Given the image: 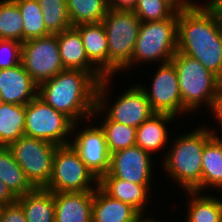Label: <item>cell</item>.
Instances as JSON below:
<instances>
[{
	"label": "cell",
	"mask_w": 222,
	"mask_h": 222,
	"mask_svg": "<svg viewBox=\"0 0 222 222\" xmlns=\"http://www.w3.org/2000/svg\"><path fill=\"white\" fill-rule=\"evenodd\" d=\"M178 13L177 52L198 60L219 77L222 71V16L208 1Z\"/></svg>",
	"instance_id": "obj_1"
},
{
	"label": "cell",
	"mask_w": 222,
	"mask_h": 222,
	"mask_svg": "<svg viewBox=\"0 0 222 222\" xmlns=\"http://www.w3.org/2000/svg\"><path fill=\"white\" fill-rule=\"evenodd\" d=\"M99 82L87 71L64 69L38 86V96L74 123L92 118Z\"/></svg>",
	"instance_id": "obj_2"
},
{
	"label": "cell",
	"mask_w": 222,
	"mask_h": 222,
	"mask_svg": "<svg viewBox=\"0 0 222 222\" xmlns=\"http://www.w3.org/2000/svg\"><path fill=\"white\" fill-rule=\"evenodd\" d=\"M172 138L166 154H162L161 167L168 179L183 191L201 192L202 154L205 143L213 136L202 124Z\"/></svg>",
	"instance_id": "obj_3"
},
{
	"label": "cell",
	"mask_w": 222,
	"mask_h": 222,
	"mask_svg": "<svg viewBox=\"0 0 222 222\" xmlns=\"http://www.w3.org/2000/svg\"><path fill=\"white\" fill-rule=\"evenodd\" d=\"M178 13L162 21L141 22L131 62L121 71L133 70L137 65H151L171 61L177 52ZM158 62V63H157ZM134 66V67H133ZM125 71V72H124Z\"/></svg>",
	"instance_id": "obj_4"
},
{
	"label": "cell",
	"mask_w": 222,
	"mask_h": 222,
	"mask_svg": "<svg viewBox=\"0 0 222 222\" xmlns=\"http://www.w3.org/2000/svg\"><path fill=\"white\" fill-rule=\"evenodd\" d=\"M171 61L178 74L183 102V118L185 119L184 116L190 115V113L200 114L198 111L204 105L208 110L219 88L218 77L207 70L198 60L179 52L175 53Z\"/></svg>",
	"instance_id": "obj_5"
},
{
	"label": "cell",
	"mask_w": 222,
	"mask_h": 222,
	"mask_svg": "<svg viewBox=\"0 0 222 222\" xmlns=\"http://www.w3.org/2000/svg\"><path fill=\"white\" fill-rule=\"evenodd\" d=\"M108 40V77L115 76L131 62L141 26L133 10H111L101 21Z\"/></svg>",
	"instance_id": "obj_6"
},
{
	"label": "cell",
	"mask_w": 222,
	"mask_h": 222,
	"mask_svg": "<svg viewBox=\"0 0 222 222\" xmlns=\"http://www.w3.org/2000/svg\"><path fill=\"white\" fill-rule=\"evenodd\" d=\"M114 76L105 77L99 82L97 88L96 106L111 120L123 125L138 128L155 112L147 99L146 93L139 83H131L117 95L115 100H110L109 89ZM108 98V99H107ZM110 101L113 103L111 104Z\"/></svg>",
	"instance_id": "obj_7"
},
{
	"label": "cell",
	"mask_w": 222,
	"mask_h": 222,
	"mask_svg": "<svg viewBox=\"0 0 222 222\" xmlns=\"http://www.w3.org/2000/svg\"><path fill=\"white\" fill-rule=\"evenodd\" d=\"M98 182L71 144L57 147L46 190L53 193L90 192L98 187Z\"/></svg>",
	"instance_id": "obj_8"
},
{
	"label": "cell",
	"mask_w": 222,
	"mask_h": 222,
	"mask_svg": "<svg viewBox=\"0 0 222 222\" xmlns=\"http://www.w3.org/2000/svg\"><path fill=\"white\" fill-rule=\"evenodd\" d=\"M74 122L55 110L38 95L26 105L24 135L51 142L70 144Z\"/></svg>",
	"instance_id": "obj_9"
},
{
	"label": "cell",
	"mask_w": 222,
	"mask_h": 222,
	"mask_svg": "<svg viewBox=\"0 0 222 222\" xmlns=\"http://www.w3.org/2000/svg\"><path fill=\"white\" fill-rule=\"evenodd\" d=\"M57 147L51 142L25 135L8 146L35 188H45L48 185Z\"/></svg>",
	"instance_id": "obj_10"
},
{
	"label": "cell",
	"mask_w": 222,
	"mask_h": 222,
	"mask_svg": "<svg viewBox=\"0 0 222 222\" xmlns=\"http://www.w3.org/2000/svg\"><path fill=\"white\" fill-rule=\"evenodd\" d=\"M153 70L151 83L141 84L147 99L155 113H166L181 118L183 115V102L179 88L178 74L172 61L162 63Z\"/></svg>",
	"instance_id": "obj_11"
},
{
	"label": "cell",
	"mask_w": 222,
	"mask_h": 222,
	"mask_svg": "<svg viewBox=\"0 0 222 222\" xmlns=\"http://www.w3.org/2000/svg\"><path fill=\"white\" fill-rule=\"evenodd\" d=\"M21 55V63L38 86L65 69L57 34L24 41Z\"/></svg>",
	"instance_id": "obj_12"
},
{
	"label": "cell",
	"mask_w": 222,
	"mask_h": 222,
	"mask_svg": "<svg viewBox=\"0 0 222 222\" xmlns=\"http://www.w3.org/2000/svg\"><path fill=\"white\" fill-rule=\"evenodd\" d=\"M87 122L88 125L86 121L85 123H74L70 144L78 152L87 168L99 180L109 171L111 154L108 151L105 135L101 127L92 118ZM81 124H85L83 125L84 127Z\"/></svg>",
	"instance_id": "obj_13"
},
{
	"label": "cell",
	"mask_w": 222,
	"mask_h": 222,
	"mask_svg": "<svg viewBox=\"0 0 222 222\" xmlns=\"http://www.w3.org/2000/svg\"><path fill=\"white\" fill-rule=\"evenodd\" d=\"M154 157L135 145L111 154L110 168L101 178H119L134 184H151Z\"/></svg>",
	"instance_id": "obj_14"
},
{
	"label": "cell",
	"mask_w": 222,
	"mask_h": 222,
	"mask_svg": "<svg viewBox=\"0 0 222 222\" xmlns=\"http://www.w3.org/2000/svg\"><path fill=\"white\" fill-rule=\"evenodd\" d=\"M38 95V85L23 64L0 70V97L3 103L27 105Z\"/></svg>",
	"instance_id": "obj_15"
},
{
	"label": "cell",
	"mask_w": 222,
	"mask_h": 222,
	"mask_svg": "<svg viewBox=\"0 0 222 222\" xmlns=\"http://www.w3.org/2000/svg\"><path fill=\"white\" fill-rule=\"evenodd\" d=\"M59 52L65 69L89 72L98 82L106 76L88 59L79 31L71 27L57 33Z\"/></svg>",
	"instance_id": "obj_16"
},
{
	"label": "cell",
	"mask_w": 222,
	"mask_h": 222,
	"mask_svg": "<svg viewBox=\"0 0 222 222\" xmlns=\"http://www.w3.org/2000/svg\"><path fill=\"white\" fill-rule=\"evenodd\" d=\"M152 184H134L119 178H100L98 186L110 197L135 208L142 216L149 215ZM150 197V198H149ZM149 198V199H148ZM148 204V205H147ZM147 210V211H146Z\"/></svg>",
	"instance_id": "obj_17"
},
{
	"label": "cell",
	"mask_w": 222,
	"mask_h": 222,
	"mask_svg": "<svg viewBox=\"0 0 222 222\" xmlns=\"http://www.w3.org/2000/svg\"><path fill=\"white\" fill-rule=\"evenodd\" d=\"M175 119V116L166 113L153 114L137 128L136 145L152 156L160 150L163 152L166 147L168 149L167 144H170L169 141L172 138L169 135L172 131L168 129H171L169 127Z\"/></svg>",
	"instance_id": "obj_18"
},
{
	"label": "cell",
	"mask_w": 222,
	"mask_h": 222,
	"mask_svg": "<svg viewBox=\"0 0 222 222\" xmlns=\"http://www.w3.org/2000/svg\"><path fill=\"white\" fill-rule=\"evenodd\" d=\"M94 191L54 193L55 222H92Z\"/></svg>",
	"instance_id": "obj_19"
},
{
	"label": "cell",
	"mask_w": 222,
	"mask_h": 222,
	"mask_svg": "<svg viewBox=\"0 0 222 222\" xmlns=\"http://www.w3.org/2000/svg\"><path fill=\"white\" fill-rule=\"evenodd\" d=\"M205 126L213 136L203 149L201 192L213 189V192L219 191L218 194L222 191V136L215 127Z\"/></svg>",
	"instance_id": "obj_20"
},
{
	"label": "cell",
	"mask_w": 222,
	"mask_h": 222,
	"mask_svg": "<svg viewBox=\"0 0 222 222\" xmlns=\"http://www.w3.org/2000/svg\"><path fill=\"white\" fill-rule=\"evenodd\" d=\"M141 217L135 208L110 197L99 186L94 190L92 222H137Z\"/></svg>",
	"instance_id": "obj_21"
},
{
	"label": "cell",
	"mask_w": 222,
	"mask_h": 222,
	"mask_svg": "<svg viewBox=\"0 0 222 222\" xmlns=\"http://www.w3.org/2000/svg\"><path fill=\"white\" fill-rule=\"evenodd\" d=\"M75 28L81 35L88 59L108 77V40L102 22L80 24Z\"/></svg>",
	"instance_id": "obj_22"
},
{
	"label": "cell",
	"mask_w": 222,
	"mask_h": 222,
	"mask_svg": "<svg viewBox=\"0 0 222 222\" xmlns=\"http://www.w3.org/2000/svg\"><path fill=\"white\" fill-rule=\"evenodd\" d=\"M187 195V211L183 222H220L222 216L221 197L214 193L183 191ZM209 193V194H208Z\"/></svg>",
	"instance_id": "obj_23"
},
{
	"label": "cell",
	"mask_w": 222,
	"mask_h": 222,
	"mask_svg": "<svg viewBox=\"0 0 222 222\" xmlns=\"http://www.w3.org/2000/svg\"><path fill=\"white\" fill-rule=\"evenodd\" d=\"M22 206L27 222H55L54 193L45 188L33 191L17 198Z\"/></svg>",
	"instance_id": "obj_24"
},
{
	"label": "cell",
	"mask_w": 222,
	"mask_h": 222,
	"mask_svg": "<svg viewBox=\"0 0 222 222\" xmlns=\"http://www.w3.org/2000/svg\"><path fill=\"white\" fill-rule=\"evenodd\" d=\"M97 118L99 119V123L97 124H99L104 132L107 148L110 154L136 145L137 128L111 121L96 106L92 119L96 120Z\"/></svg>",
	"instance_id": "obj_25"
},
{
	"label": "cell",
	"mask_w": 222,
	"mask_h": 222,
	"mask_svg": "<svg viewBox=\"0 0 222 222\" xmlns=\"http://www.w3.org/2000/svg\"><path fill=\"white\" fill-rule=\"evenodd\" d=\"M0 181L16 197H21L35 189L18 165L8 147L0 146Z\"/></svg>",
	"instance_id": "obj_26"
},
{
	"label": "cell",
	"mask_w": 222,
	"mask_h": 222,
	"mask_svg": "<svg viewBox=\"0 0 222 222\" xmlns=\"http://www.w3.org/2000/svg\"><path fill=\"white\" fill-rule=\"evenodd\" d=\"M26 105L0 104V146L10 144L24 136Z\"/></svg>",
	"instance_id": "obj_27"
},
{
	"label": "cell",
	"mask_w": 222,
	"mask_h": 222,
	"mask_svg": "<svg viewBox=\"0 0 222 222\" xmlns=\"http://www.w3.org/2000/svg\"><path fill=\"white\" fill-rule=\"evenodd\" d=\"M66 2L72 27L100 23L109 10L107 0H66Z\"/></svg>",
	"instance_id": "obj_28"
},
{
	"label": "cell",
	"mask_w": 222,
	"mask_h": 222,
	"mask_svg": "<svg viewBox=\"0 0 222 222\" xmlns=\"http://www.w3.org/2000/svg\"><path fill=\"white\" fill-rule=\"evenodd\" d=\"M23 17V42L51 35L44 24V16L37 0H14Z\"/></svg>",
	"instance_id": "obj_29"
},
{
	"label": "cell",
	"mask_w": 222,
	"mask_h": 222,
	"mask_svg": "<svg viewBox=\"0 0 222 222\" xmlns=\"http://www.w3.org/2000/svg\"><path fill=\"white\" fill-rule=\"evenodd\" d=\"M23 17L14 0H0V39L23 43Z\"/></svg>",
	"instance_id": "obj_30"
},
{
	"label": "cell",
	"mask_w": 222,
	"mask_h": 222,
	"mask_svg": "<svg viewBox=\"0 0 222 222\" xmlns=\"http://www.w3.org/2000/svg\"><path fill=\"white\" fill-rule=\"evenodd\" d=\"M133 12L141 22L162 21L175 13L163 0H138Z\"/></svg>",
	"instance_id": "obj_31"
},
{
	"label": "cell",
	"mask_w": 222,
	"mask_h": 222,
	"mask_svg": "<svg viewBox=\"0 0 222 222\" xmlns=\"http://www.w3.org/2000/svg\"><path fill=\"white\" fill-rule=\"evenodd\" d=\"M44 16V24L51 34L61 33L72 27L67 6H52L41 9Z\"/></svg>",
	"instance_id": "obj_32"
},
{
	"label": "cell",
	"mask_w": 222,
	"mask_h": 222,
	"mask_svg": "<svg viewBox=\"0 0 222 222\" xmlns=\"http://www.w3.org/2000/svg\"><path fill=\"white\" fill-rule=\"evenodd\" d=\"M22 43L0 39V70L21 64Z\"/></svg>",
	"instance_id": "obj_33"
},
{
	"label": "cell",
	"mask_w": 222,
	"mask_h": 222,
	"mask_svg": "<svg viewBox=\"0 0 222 222\" xmlns=\"http://www.w3.org/2000/svg\"><path fill=\"white\" fill-rule=\"evenodd\" d=\"M3 222H27L24 210L17 201L4 206Z\"/></svg>",
	"instance_id": "obj_34"
},
{
	"label": "cell",
	"mask_w": 222,
	"mask_h": 222,
	"mask_svg": "<svg viewBox=\"0 0 222 222\" xmlns=\"http://www.w3.org/2000/svg\"><path fill=\"white\" fill-rule=\"evenodd\" d=\"M212 115H214V121H216L217 129L220 127V131L222 132V86H219L217 94L215 98L213 99V103L211 104L210 108L208 109V112ZM220 125V127H219ZM222 135V133H221Z\"/></svg>",
	"instance_id": "obj_35"
},
{
	"label": "cell",
	"mask_w": 222,
	"mask_h": 222,
	"mask_svg": "<svg viewBox=\"0 0 222 222\" xmlns=\"http://www.w3.org/2000/svg\"><path fill=\"white\" fill-rule=\"evenodd\" d=\"M167 5H169L176 13H181L183 11H188L194 8L199 1L197 0H163Z\"/></svg>",
	"instance_id": "obj_36"
},
{
	"label": "cell",
	"mask_w": 222,
	"mask_h": 222,
	"mask_svg": "<svg viewBox=\"0 0 222 222\" xmlns=\"http://www.w3.org/2000/svg\"><path fill=\"white\" fill-rule=\"evenodd\" d=\"M138 0H107L108 9L133 10Z\"/></svg>",
	"instance_id": "obj_37"
},
{
	"label": "cell",
	"mask_w": 222,
	"mask_h": 222,
	"mask_svg": "<svg viewBox=\"0 0 222 222\" xmlns=\"http://www.w3.org/2000/svg\"><path fill=\"white\" fill-rule=\"evenodd\" d=\"M17 201V198L10 192L8 187L0 181V204L8 205Z\"/></svg>",
	"instance_id": "obj_38"
},
{
	"label": "cell",
	"mask_w": 222,
	"mask_h": 222,
	"mask_svg": "<svg viewBox=\"0 0 222 222\" xmlns=\"http://www.w3.org/2000/svg\"><path fill=\"white\" fill-rule=\"evenodd\" d=\"M41 9L52 6H67L66 0H37Z\"/></svg>",
	"instance_id": "obj_39"
},
{
	"label": "cell",
	"mask_w": 222,
	"mask_h": 222,
	"mask_svg": "<svg viewBox=\"0 0 222 222\" xmlns=\"http://www.w3.org/2000/svg\"><path fill=\"white\" fill-rule=\"evenodd\" d=\"M147 215L146 217L142 216L137 222H162L164 220L157 219L155 218V215ZM166 222V221H165Z\"/></svg>",
	"instance_id": "obj_40"
},
{
	"label": "cell",
	"mask_w": 222,
	"mask_h": 222,
	"mask_svg": "<svg viewBox=\"0 0 222 222\" xmlns=\"http://www.w3.org/2000/svg\"><path fill=\"white\" fill-rule=\"evenodd\" d=\"M221 14L222 16V0H208Z\"/></svg>",
	"instance_id": "obj_41"
},
{
	"label": "cell",
	"mask_w": 222,
	"mask_h": 222,
	"mask_svg": "<svg viewBox=\"0 0 222 222\" xmlns=\"http://www.w3.org/2000/svg\"><path fill=\"white\" fill-rule=\"evenodd\" d=\"M5 205L0 204V222H3V210Z\"/></svg>",
	"instance_id": "obj_42"
},
{
	"label": "cell",
	"mask_w": 222,
	"mask_h": 222,
	"mask_svg": "<svg viewBox=\"0 0 222 222\" xmlns=\"http://www.w3.org/2000/svg\"><path fill=\"white\" fill-rule=\"evenodd\" d=\"M218 83H219V86H222V71L218 77Z\"/></svg>",
	"instance_id": "obj_43"
}]
</instances>
